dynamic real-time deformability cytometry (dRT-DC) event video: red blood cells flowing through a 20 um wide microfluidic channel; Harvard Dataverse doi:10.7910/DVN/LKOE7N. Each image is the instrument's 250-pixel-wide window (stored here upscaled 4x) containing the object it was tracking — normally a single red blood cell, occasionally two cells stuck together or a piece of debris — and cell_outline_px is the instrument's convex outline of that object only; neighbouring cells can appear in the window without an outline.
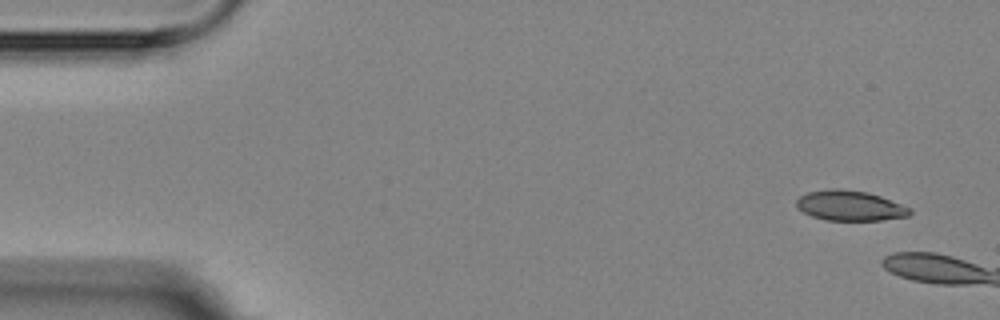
{"species": "Egyptian fruit bat (a non-hibernating species)", "species_latin": "Rousettus aegyptiacus", "temperature_condition": "room temperature", "stored_images_in_passage": 3, "camera_frame_rate_fps": 3000, "um_per_image_px": 0.085, "animal": {"sex": "female"}, "frame": {"image": 1, "passage_image": 1, "time_ms": 0.0, "image_size_px": [1000, 320], "cell_outline_px": [[912, 212], [908, 216], [880, 220], [828, 220], [812, 216], [804, 212], [796, 204], [796, 200], [800, 196], [808, 192], [828, 188], [840, 188], [868, 192], [880, 196], [912, 208]], "centroid_in_image_um": [72.26, 17.47], "position_along_channel_um": 12.7, "area_um2": 19.88}}